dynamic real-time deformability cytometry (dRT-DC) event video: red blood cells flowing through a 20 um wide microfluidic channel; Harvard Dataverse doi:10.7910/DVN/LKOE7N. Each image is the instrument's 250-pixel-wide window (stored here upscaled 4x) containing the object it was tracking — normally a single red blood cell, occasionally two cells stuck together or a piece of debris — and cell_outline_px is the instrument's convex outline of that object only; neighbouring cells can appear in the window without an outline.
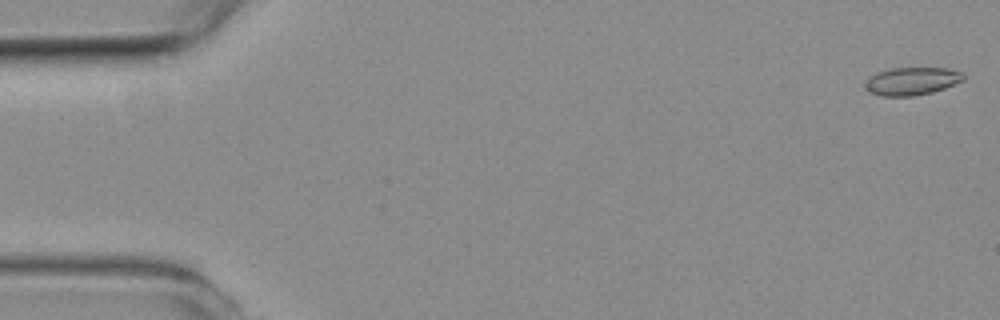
{"species": "common noctule bat (a hibernating species)", "species_latin": "Nyctalus noctula", "temperature_condition": "room temperature", "stored_images_in_passage": 9, "camera_frame_rate_fps": 3000, "um_per_image_px": 0.085, "animal": {"sex": "female", "body_mass_g": 19.3, "forearm_length_mm": 54.1}, "frame": {"image": 1, "passage_image": 1, "time_ms": 0.0, "image_size_px": [1000, 320], "cell_outline_px": [[964, 80], [944, 88], [932, 92], [912, 96], [880, 96], [872, 92], [864, 84], [868, 76], [876, 72], [888, 68], [948, 68], [960, 72], [964, 76]], "centroid_in_image_um": [77.48, 6.88], "position_along_channel_um": 7.5, "area_um2": 15.9}}